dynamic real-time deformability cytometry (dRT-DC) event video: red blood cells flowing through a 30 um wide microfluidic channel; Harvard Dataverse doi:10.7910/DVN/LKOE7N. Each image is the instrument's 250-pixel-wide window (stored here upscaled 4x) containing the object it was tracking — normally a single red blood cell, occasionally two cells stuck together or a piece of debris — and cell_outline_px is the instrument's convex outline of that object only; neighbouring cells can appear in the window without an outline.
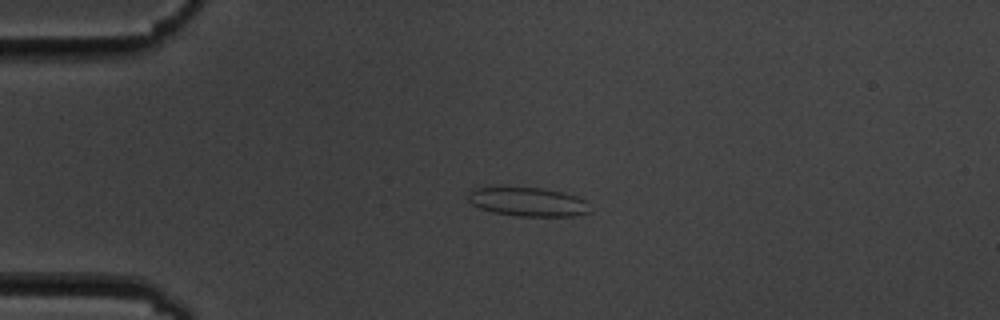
{"species": "common noctule bat (a hibernating species)", "species_latin": "Nyctalus noctula", "temperature_condition": "cold", "stored_images_in_passage": 4, "camera_frame_rate_fps": 3000, "um_per_image_px": 0.085, "animal": {"sex": "male", "body_mass_g": 19.5, "forearm_length_mm": 54.6}, "frame": {"image": 1, "passage_image": 3, "time_ms": 2.333, "image_size_px": [1000, 320], "cell_outline_px": [[592, 212], [576, 216], [516, 216], [492, 212], [480, 208], [472, 204], [468, 200], [468, 192], [476, 188], [544, 188], [564, 192], [576, 196], [584, 200]], "centroid_in_image_um": [44.9, 17.17], "position_along_channel_um": 40.1, "area_um2": 20.46}}